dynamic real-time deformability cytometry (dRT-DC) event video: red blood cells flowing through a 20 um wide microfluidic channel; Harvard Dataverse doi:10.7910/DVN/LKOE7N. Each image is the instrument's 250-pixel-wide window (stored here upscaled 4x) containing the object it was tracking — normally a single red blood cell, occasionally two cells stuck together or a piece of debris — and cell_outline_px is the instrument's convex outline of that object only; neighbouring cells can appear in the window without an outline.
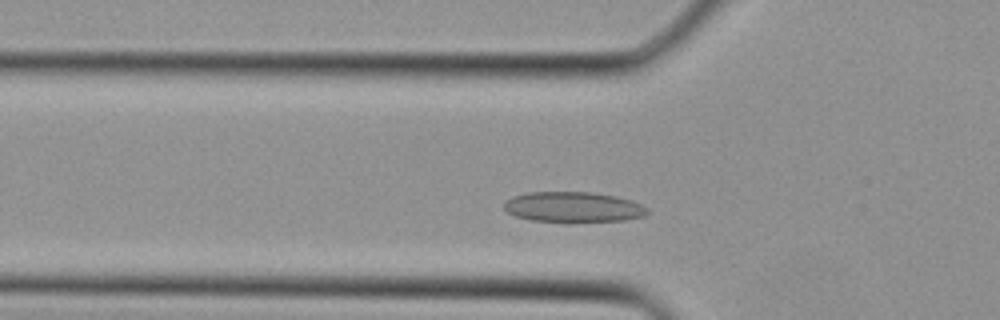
{"species": "Egyptian fruit bat (a non-hibernating species)", "species_latin": "Rousettus aegyptiacus", "temperature_condition": "cold", "stored_images_in_passage": 29, "camera_frame_rate_fps": 3000, "um_per_image_px": 0.085, "animal": {"sex": "female"}, "frame": {"image": 1, "passage_image": 5, "time_ms": 1.333, "image_size_px": [1000, 320], "cell_outline_px": [[648, 212], [644, 216], [624, 220], [532, 220], [516, 216], [508, 212], [504, 208], [504, 204], [512, 196], [528, 192], [592, 192], [616, 196], [632, 200], [648, 208]], "centroid_in_image_um": [48.74, 17.56], "position_along_channel_um": 77.1, "area_um2": 24.68}}
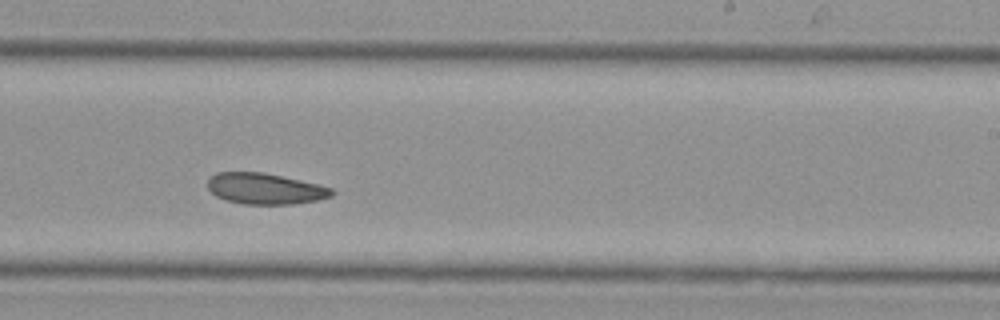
{"frame": {"image": 2, "passage_image": 15, "time_ms": 4.667, "image_size_px": [1000, 320], "cell_outline_px": [[336, 192], [332, 196], [316, 200], [292, 204], [244, 204], [228, 200], [216, 196], [208, 188], [208, 180], [216, 172], [264, 172], [316, 184], [332, 188]], "centroid_in_image_um": [22.53, 16.03], "position_along_channel_um": 266.5, "area_um2": 22.2}}
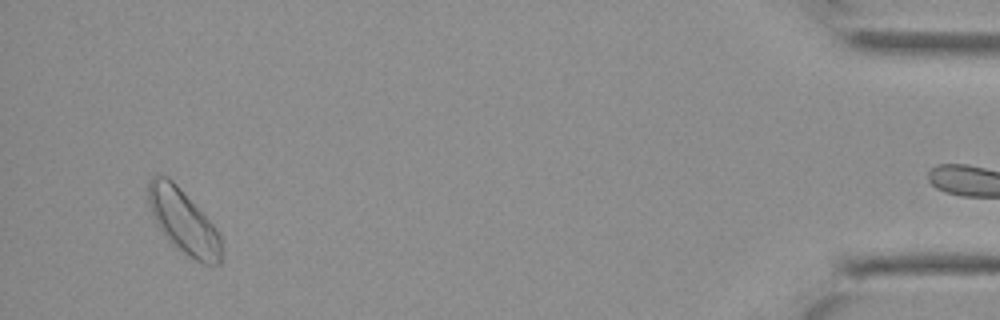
{"frame": {"image": 3, "passage_image": 27, "time_ms": 8.667, "image_size_px": [1000, 320], "cell_outline_px": [[220, 264], [204, 264], [188, 256], [176, 248], [168, 240], [152, 216], [148, 204], [148, 180], [152, 176], [168, 176], [176, 184], [216, 228], [220, 236]], "centroid_in_image_um": [15.55, 18.82], "position_along_channel_um": 419.6, "area_um2": 26.82}}